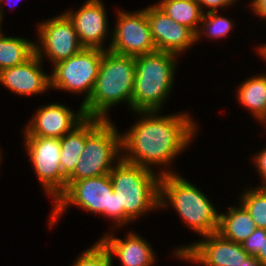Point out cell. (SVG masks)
Instances as JSON below:
<instances>
[{"instance_id":"cell-1","label":"cell","mask_w":266,"mask_h":266,"mask_svg":"<svg viewBox=\"0 0 266 266\" xmlns=\"http://www.w3.org/2000/svg\"><path fill=\"white\" fill-rule=\"evenodd\" d=\"M137 113L142 115L140 119L121 133L122 159L150 170L154 165L172 166L176 155L194 141L196 122L188 112L164 116H157L158 111Z\"/></svg>"},{"instance_id":"cell-2","label":"cell","mask_w":266,"mask_h":266,"mask_svg":"<svg viewBox=\"0 0 266 266\" xmlns=\"http://www.w3.org/2000/svg\"><path fill=\"white\" fill-rule=\"evenodd\" d=\"M135 79V57L105 50L99 74L89 99L80 105L86 118L109 120L112 106L127 102L131 110Z\"/></svg>"},{"instance_id":"cell-3","label":"cell","mask_w":266,"mask_h":266,"mask_svg":"<svg viewBox=\"0 0 266 266\" xmlns=\"http://www.w3.org/2000/svg\"><path fill=\"white\" fill-rule=\"evenodd\" d=\"M160 208L170 205L190 229L201 237L216 233L219 227L217 210L207 196L176 171L161 170Z\"/></svg>"},{"instance_id":"cell-4","label":"cell","mask_w":266,"mask_h":266,"mask_svg":"<svg viewBox=\"0 0 266 266\" xmlns=\"http://www.w3.org/2000/svg\"><path fill=\"white\" fill-rule=\"evenodd\" d=\"M109 176L118 209H123V226L160 208L161 173L156 175L154 170L121 159Z\"/></svg>"},{"instance_id":"cell-5","label":"cell","mask_w":266,"mask_h":266,"mask_svg":"<svg viewBox=\"0 0 266 266\" xmlns=\"http://www.w3.org/2000/svg\"><path fill=\"white\" fill-rule=\"evenodd\" d=\"M177 55L155 51L135 57L131 110L160 111L173 88Z\"/></svg>"},{"instance_id":"cell-6","label":"cell","mask_w":266,"mask_h":266,"mask_svg":"<svg viewBox=\"0 0 266 266\" xmlns=\"http://www.w3.org/2000/svg\"><path fill=\"white\" fill-rule=\"evenodd\" d=\"M121 153V134L112 121L86 118L85 146L74 171L67 177V186L73 181L109 174L122 159Z\"/></svg>"},{"instance_id":"cell-7","label":"cell","mask_w":266,"mask_h":266,"mask_svg":"<svg viewBox=\"0 0 266 266\" xmlns=\"http://www.w3.org/2000/svg\"><path fill=\"white\" fill-rule=\"evenodd\" d=\"M70 205L90 213L102 214L114 221L116 229L123 226V209H118L117 196L113 192L109 174L71 182L53 203L50 227L58 222Z\"/></svg>"},{"instance_id":"cell-8","label":"cell","mask_w":266,"mask_h":266,"mask_svg":"<svg viewBox=\"0 0 266 266\" xmlns=\"http://www.w3.org/2000/svg\"><path fill=\"white\" fill-rule=\"evenodd\" d=\"M105 50L83 48L79 53L54 65L50 75V87L84 94L83 105L90 97L99 74Z\"/></svg>"},{"instance_id":"cell-9","label":"cell","mask_w":266,"mask_h":266,"mask_svg":"<svg viewBox=\"0 0 266 266\" xmlns=\"http://www.w3.org/2000/svg\"><path fill=\"white\" fill-rule=\"evenodd\" d=\"M23 143L40 185L54 203L67 188V177L60 164V139L24 136Z\"/></svg>"},{"instance_id":"cell-10","label":"cell","mask_w":266,"mask_h":266,"mask_svg":"<svg viewBox=\"0 0 266 266\" xmlns=\"http://www.w3.org/2000/svg\"><path fill=\"white\" fill-rule=\"evenodd\" d=\"M118 11L108 50L127 56L145 55L157 51L146 16V8L136 12Z\"/></svg>"},{"instance_id":"cell-11","label":"cell","mask_w":266,"mask_h":266,"mask_svg":"<svg viewBox=\"0 0 266 266\" xmlns=\"http://www.w3.org/2000/svg\"><path fill=\"white\" fill-rule=\"evenodd\" d=\"M38 24L39 39L35 41V54L41 59L46 55L47 59L55 65L84 48L80 44L73 23L64 13Z\"/></svg>"},{"instance_id":"cell-12","label":"cell","mask_w":266,"mask_h":266,"mask_svg":"<svg viewBox=\"0 0 266 266\" xmlns=\"http://www.w3.org/2000/svg\"><path fill=\"white\" fill-rule=\"evenodd\" d=\"M203 237L205 240L202 238L192 245L180 246L173 254L181 261L203 266H240L249 255L242 244L224 239L217 232Z\"/></svg>"},{"instance_id":"cell-13","label":"cell","mask_w":266,"mask_h":266,"mask_svg":"<svg viewBox=\"0 0 266 266\" xmlns=\"http://www.w3.org/2000/svg\"><path fill=\"white\" fill-rule=\"evenodd\" d=\"M146 16L158 51L180 56L197 42L190 28L171 19L158 5H149Z\"/></svg>"},{"instance_id":"cell-14","label":"cell","mask_w":266,"mask_h":266,"mask_svg":"<svg viewBox=\"0 0 266 266\" xmlns=\"http://www.w3.org/2000/svg\"><path fill=\"white\" fill-rule=\"evenodd\" d=\"M25 126L24 136L62 138L86 117L82 106L77 113L59 103L41 106Z\"/></svg>"},{"instance_id":"cell-15","label":"cell","mask_w":266,"mask_h":266,"mask_svg":"<svg viewBox=\"0 0 266 266\" xmlns=\"http://www.w3.org/2000/svg\"><path fill=\"white\" fill-rule=\"evenodd\" d=\"M64 14L73 23L80 44L84 48L108 50L103 47V42H106L109 33L103 1L87 0L76 12L68 10Z\"/></svg>"},{"instance_id":"cell-16","label":"cell","mask_w":266,"mask_h":266,"mask_svg":"<svg viewBox=\"0 0 266 266\" xmlns=\"http://www.w3.org/2000/svg\"><path fill=\"white\" fill-rule=\"evenodd\" d=\"M34 54L25 63L5 68L0 71V84L7 87L12 93L29 96L42 94L50 87V74L42 70V61Z\"/></svg>"},{"instance_id":"cell-17","label":"cell","mask_w":266,"mask_h":266,"mask_svg":"<svg viewBox=\"0 0 266 266\" xmlns=\"http://www.w3.org/2000/svg\"><path fill=\"white\" fill-rule=\"evenodd\" d=\"M114 233H107L98 240L109 252L111 258L116 255L121 266H153L156 260L150 243L142 236L133 232L127 233L125 239L115 237Z\"/></svg>"},{"instance_id":"cell-18","label":"cell","mask_w":266,"mask_h":266,"mask_svg":"<svg viewBox=\"0 0 266 266\" xmlns=\"http://www.w3.org/2000/svg\"><path fill=\"white\" fill-rule=\"evenodd\" d=\"M256 228L250 213L239 202V207H230L227 214H220L217 233L224 239L242 244Z\"/></svg>"},{"instance_id":"cell-19","label":"cell","mask_w":266,"mask_h":266,"mask_svg":"<svg viewBox=\"0 0 266 266\" xmlns=\"http://www.w3.org/2000/svg\"><path fill=\"white\" fill-rule=\"evenodd\" d=\"M237 100L253 114L259 122L266 120V74L246 79L237 87Z\"/></svg>"},{"instance_id":"cell-20","label":"cell","mask_w":266,"mask_h":266,"mask_svg":"<svg viewBox=\"0 0 266 266\" xmlns=\"http://www.w3.org/2000/svg\"><path fill=\"white\" fill-rule=\"evenodd\" d=\"M86 142V118L71 132L60 138L62 173L68 177L79 162Z\"/></svg>"},{"instance_id":"cell-21","label":"cell","mask_w":266,"mask_h":266,"mask_svg":"<svg viewBox=\"0 0 266 266\" xmlns=\"http://www.w3.org/2000/svg\"><path fill=\"white\" fill-rule=\"evenodd\" d=\"M35 54V42L21 37L5 36L0 31V71L21 65Z\"/></svg>"},{"instance_id":"cell-22","label":"cell","mask_w":266,"mask_h":266,"mask_svg":"<svg viewBox=\"0 0 266 266\" xmlns=\"http://www.w3.org/2000/svg\"><path fill=\"white\" fill-rule=\"evenodd\" d=\"M171 19L197 34L203 18L197 0H163L157 4Z\"/></svg>"},{"instance_id":"cell-23","label":"cell","mask_w":266,"mask_h":266,"mask_svg":"<svg viewBox=\"0 0 266 266\" xmlns=\"http://www.w3.org/2000/svg\"><path fill=\"white\" fill-rule=\"evenodd\" d=\"M239 201L250 213L256 227L266 229V187L248 188Z\"/></svg>"},{"instance_id":"cell-24","label":"cell","mask_w":266,"mask_h":266,"mask_svg":"<svg viewBox=\"0 0 266 266\" xmlns=\"http://www.w3.org/2000/svg\"><path fill=\"white\" fill-rule=\"evenodd\" d=\"M234 27L231 19L219 15L217 12H206L196 34V41L204 34L213 39L226 37ZM203 33V34H202Z\"/></svg>"},{"instance_id":"cell-25","label":"cell","mask_w":266,"mask_h":266,"mask_svg":"<svg viewBox=\"0 0 266 266\" xmlns=\"http://www.w3.org/2000/svg\"><path fill=\"white\" fill-rule=\"evenodd\" d=\"M113 259L98 241L76 258L72 266H112Z\"/></svg>"},{"instance_id":"cell-26","label":"cell","mask_w":266,"mask_h":266,"mask_svg":"<svg viewBox=\"0 0 266 266\" xmlns=\"http://www.w3.org/2000/svg\"><path fill=\"white\" fill-rule=\"evenodd\" d=\"M262 243V228H256L255 231L242 243L243 249L249 255H256L260 251Z\"/></svg>"},{"instance_id":"cell-27","label":"cell","mask_w":266,"mask_h":266,"mask_svg":"<svg viewBox=\"0 0 266 266\" xmlns=\"http://www.w3.org/2000/svg\"><path fill=\"white\" fill-rule=\"evenodd\" d=\"M237 0H197V3L201 7L203 13L206 12H217L220 8L227 7L235 3ZM205 8H209L208 11L204 12Z\"/></svg>"},{"instance_id":"cell-28","label":"cell","mask_w":266,"mask_h":266,"mask_svg":"<svg viewBox=\"0 0 266 266\" xmlns=\"http://www.w3.org/2000/svg\"><path fill=\"white\" fill-rule=\"evenodd\" d=\"M254 165L261 177V185L259 187H266V147L262 149L257 155H254Z\"/></svg>"},{"instance_id":"cell-29","label":"cell","mask_w":266,"mask_h":266,"mask_svg":"<svg viewBox=\"0 0 266 266\" xmlns=\"http://www.w3.org/2000/svg\"><path fill=\"white\" fill-rule=\"evenodd\" d=\"M250 7L254 14L266 21V0H252Z\"/></svg>"},{"instance_id":"cell-30","label":"cell","mask_w":266,"mask_h":266,"mask_svg":"<svg viewBox=\"0 0 266 266\" xmlns=\"http://www.w3.org/2000/svg\"><path fill=\"white\" fill-rule=\"evenodd\" d=\"M255 257L266 266V229L262 228V243L260 251L255 255Z\"/></svg>"},{"instance_id":"cell-31","label":"cell","mask_w":266,"mask_h":266,"mask_svg":"<svg viewBox=\"0 0 266 266\" xmlns=\"http://www.w3.org/2000/svg\"><path fill=\"white\" fill-rule=\"evenodd\" d=\"M240 266H264L254 255H248Z\"/></svg>"},{"instance_id":"cell-32","label":"cell","mask_w":266,"mask_h":266,"mask_svg":"<svg viewBox=\"0 0 266 266\" xmlns=\"http://www.w3.org/2000/svg\"><path fill=\"white\" fill-rule=\"evenodd\" d=\"M258 54L260 57H263V60L266 61V44H262V46L257 48Z\"/></svg>"},{"instance_id":"cell-33","label":"cell","mask_w":266,"mask_h":266,"mask_svg":"<svg viewBox=\"0 0 266 266\" xmlns=\"http://www.w3.org/2000/svg\"><path fill=\"white\" fill-rule=\"evenodd\" d=\"M6 1H7V0H0V23L3 22L2 20H3V18H4V17H3V16H4V15H3V10H2V8H1V7H2L1 5L3 4V2H6ZM9 1H10V0H9ZM9 1H7L6 3H9ZM1 3H2V4H1Z\"/></svg>"}]
</instances>
